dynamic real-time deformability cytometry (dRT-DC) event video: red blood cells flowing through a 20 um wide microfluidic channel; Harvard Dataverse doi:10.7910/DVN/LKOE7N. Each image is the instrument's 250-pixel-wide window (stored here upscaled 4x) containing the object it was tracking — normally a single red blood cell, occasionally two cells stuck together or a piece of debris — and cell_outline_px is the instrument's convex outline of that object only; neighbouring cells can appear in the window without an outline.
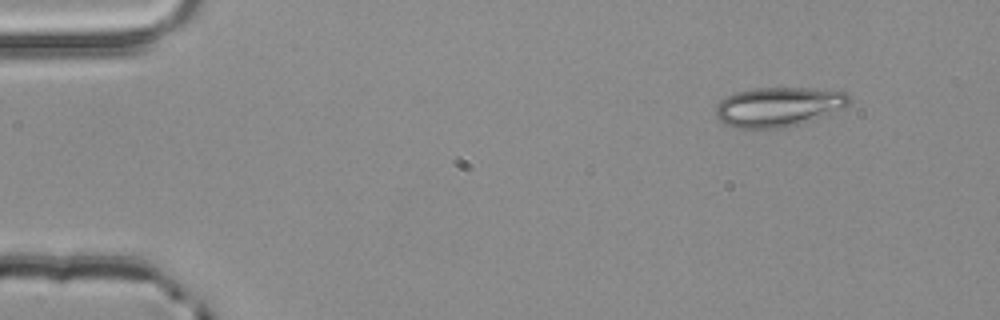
{"species": "common noctule bat (a hibernating species)", "species_latin": "Nyctalus noctula", "temperature_condition": "room temperature", "stored_images_in_passage": 3, "camera_frame_rate_fps": 3000, "um_per_image_px": 0.085, "animal": {"sex": "male", "body_mass_g": 20.4}, "frame": {"image": 1, "passage_image": 1, "time_ms": 0.0, "image_size_px": [1000, 320], "cell_outline_px": [[852, 100], [844, 108], [824, 116], [788, 128], [736, 128], [724, 124], [716, 116], [716, 104], [720, 100], [736, 92], [756, 88], [808, 88], [848, 92]], "centroid_in_image_um": [66.19, 9.09], "position_along_channel_um": 18.8, "area_um2": 30.98}}